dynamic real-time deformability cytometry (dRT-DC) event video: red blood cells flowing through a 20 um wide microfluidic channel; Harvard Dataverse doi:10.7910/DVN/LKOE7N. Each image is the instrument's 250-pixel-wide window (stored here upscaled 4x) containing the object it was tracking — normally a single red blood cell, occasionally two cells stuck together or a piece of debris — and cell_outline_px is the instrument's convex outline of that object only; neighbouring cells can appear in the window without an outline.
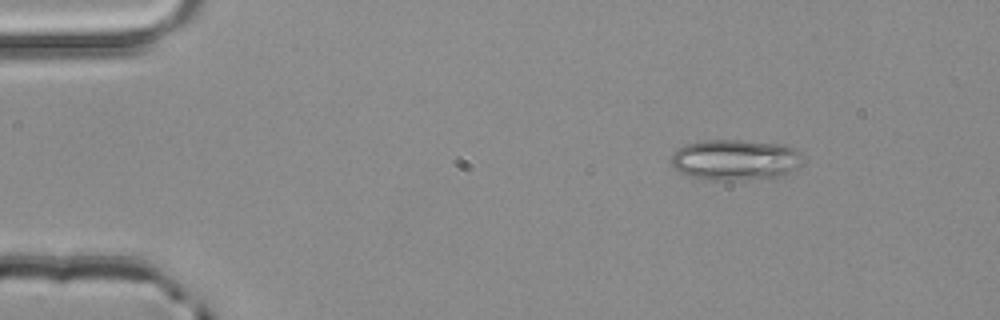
{"species": "common noctule bat (a hibernating species)", "species_latin": "Nyctalus noctula", "temperature_condition": "room temperature", "stored_images_in_passage": 4, "camera_frame_rate_fps": 3000, "um_per_image_px": 0.085, "animal": {"sex": "male", "body_mass_g": 20.4}, "frame": {"image": 1, "passage_image": 1, "time_ms": 0.0, "image_size_px": [1000, 320], "cell_outline_px": [[796, 152], [792, 168], [788, 172], [780, 176], [732, 180], [708, 180], [688, 176], [680, 172], [672, 164], [672, 152], [676, 148], [684, 144], [704, 140], [744, 140], [788, 144]], "centroid_in_image_um": [62.33, 13.56], "position_along_channel_um": 22.7, "area_um2": 30.58}}